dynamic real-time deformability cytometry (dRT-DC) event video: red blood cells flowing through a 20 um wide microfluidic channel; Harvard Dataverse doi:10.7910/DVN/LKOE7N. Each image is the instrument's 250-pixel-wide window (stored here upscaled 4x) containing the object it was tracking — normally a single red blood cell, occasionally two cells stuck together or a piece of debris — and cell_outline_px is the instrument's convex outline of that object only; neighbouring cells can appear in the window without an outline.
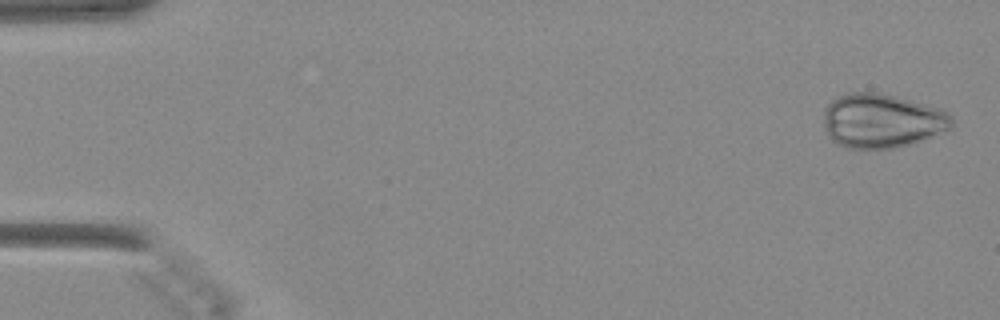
{"species": "Egyptian fruit bat (a non-hibernating species)", "species_latin": "Rousettus aegyptiacus", "temperature_condition": "warm", "stored_images_in_passage": 49, "camera_frame_rate_fps": 3000, "um_per_image_px": 0.085, "animal": {"sex": "female"}, "frame": {"image": 1, "passage_image": 2, "time_ms": 0.333, "image_size_px": [1000, 320], "cell_outline_px": [[952, 128], [920, 140], [896, 148], [848, 148], [832, 140], [828, 132], [824, 116], [824, 108], [832, 100], [840, 96], [852, 92], [872, 92], [896, 96], [940, 108], [948, 112], [952, 116]], "centroid_in_image_um": [74.99, 10.25], "position_along_channel_um": 10.0, "area_um2": 39.94}}
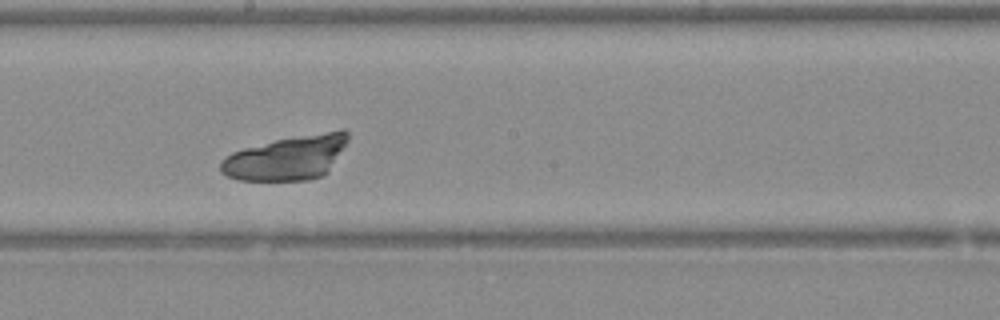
{"frame": {"image": 2, "passage_image": 26, "time_ms": 8.333, "image_size_px": [1000, 320], "cell_outline_px": [[348, 140], [328, 172], [320, 176], [308, 180], [236, 180], [220, 172], [220, 164], [232, 152], [244, 148], [276, 140], [344, 128], [348, 132]], "centroid_in_image_um": [24.4, 13.41], "position_along_channel_um": 223.8, "area_um2": 32.43}}
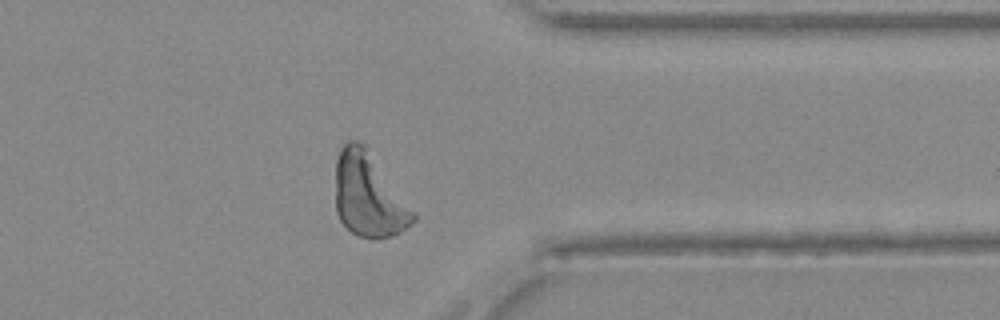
{"frame": {"image": 3, "passage_image": 38, "time_ms": 12.333, "image_size_px": [1000, 320], "cell_outline_px": [[416, 220], [412, 224], [400, 232], [392, 236], [372, 240], [356, 236], [340, 220], [336, 212], [336, 160], [340, 148], [348, 140], [356, 140], [364, 144], [416, 216]], "centroid_in_image_um": [31.3, 16.62], "position_along_channel_um": 380.1, "area_um2": 37.51}}